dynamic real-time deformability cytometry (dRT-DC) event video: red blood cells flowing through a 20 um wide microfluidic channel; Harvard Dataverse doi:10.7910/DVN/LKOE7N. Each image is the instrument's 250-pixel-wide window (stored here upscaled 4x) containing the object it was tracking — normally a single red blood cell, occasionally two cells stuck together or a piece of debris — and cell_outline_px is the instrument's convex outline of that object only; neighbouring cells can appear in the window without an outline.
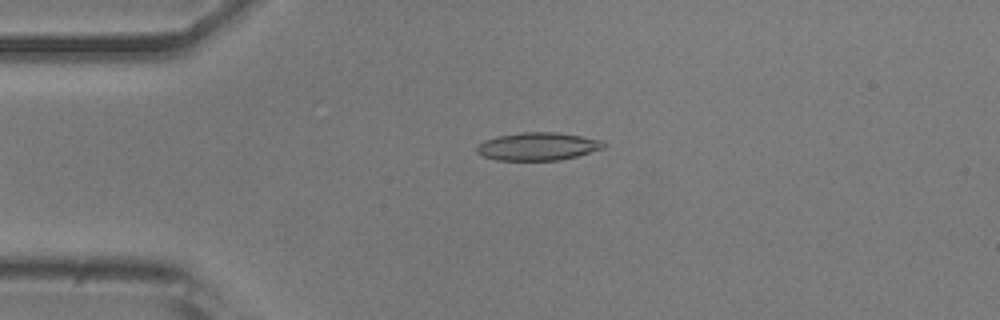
{"species": "common noctule bat (a hibernating species)", "species_latin": "Nyctalus noctula", "temperature_condition": "room temperature", "stored_images_in_passage": 52, "camera_frame_rate_fps": 3000, "um_per_image_px": 0.085, "animal": {"sex": "male", "body_mass_g": 20.5, "forearm_length_mm": 52.5}, "frame": {"image": 1, "passage_image": 12, "time_ms": 3.667, "image_size_px": [1000, 320], "cell_outline_px": [[608, 144], [604, 148], [576, 156], [560, 160], [496, 160], [484, 156], [476, 152], [476, 144], [484, 140], [496, 136], [520, 132], [556, 132], [580, 136], [600, 140]], "centroid_in_image_um": [45.68, 12.44], "position_along_channel_um": 39.3, "area_um2": 20.69}}
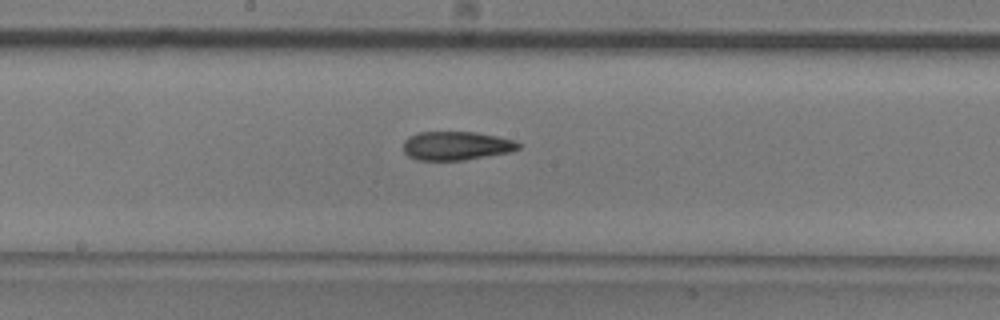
{"frame": {"image": 2, "passage_image": 27, "time_ms": 8.667, "image_size_px": [1000, 320], "cell_outline_px": [[520, 148], [508, 152], [464, 160], [416, 160], [408, 156], [404, 152], [404, 140], [408, 136], [416, 132], [476, 132], [516, 140], [520, 144]], "centroid_in_image_um": [38.75, 12.38], "position_along_channel_um": 209.4, "area_um2": 19.31}}
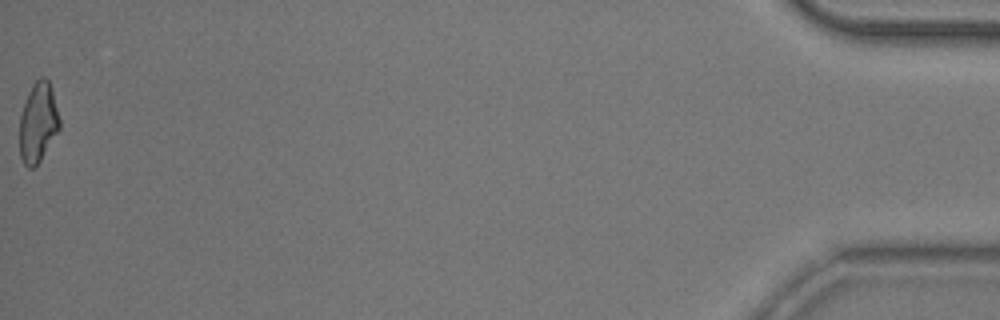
{"frame": {"image": 3, "passage_image": 52, "time_ms": 17.0, "image_size_px": [1000, 320], "cell_outline_px": [[60, 128], [40, 160], [32, 168], [28, 168], [24, 164], [20, 156], [20, 116], [28, 92], [32, 84], [40, 76], [44, 76], [48, 80], [52, 92], [60, 120]], "centroid_in_image_um": [3.23, 10.4], "position_along_channel_um": 432.0, "area_um2": 18.32}, "authors_computed_cell_mechanics": {"area_um2": 19.5653, "velocity_mm_per_s": 3.8925, "shape_relaxation_time_tau1_ms": 10.3597, "shape_relaxation_time_tau2_ms": 2.7094, "deformation_change_tau1": 0.2509, "deformation_change_tau2": 0.1059}}